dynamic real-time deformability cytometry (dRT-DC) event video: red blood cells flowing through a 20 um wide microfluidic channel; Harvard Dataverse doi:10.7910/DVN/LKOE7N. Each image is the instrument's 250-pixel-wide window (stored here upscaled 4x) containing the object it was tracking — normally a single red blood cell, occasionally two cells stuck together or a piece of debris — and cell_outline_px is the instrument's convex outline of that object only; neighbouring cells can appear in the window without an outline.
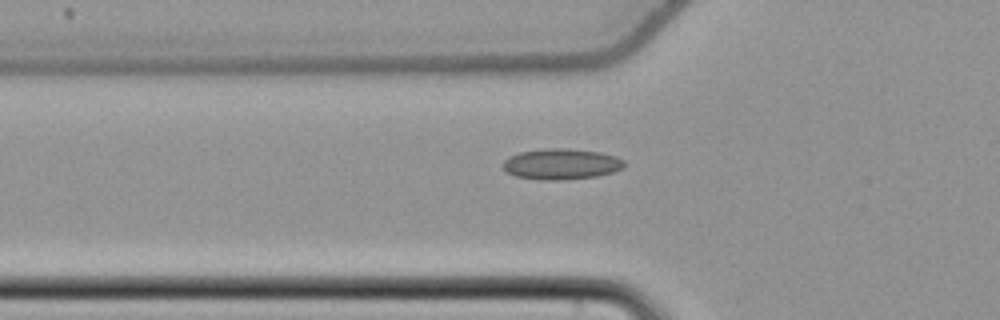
{"species": "common noctule bat (a hibernating species)", "species_latin": "Nyctalus noctula", "temperature_condition": "cold", "stored_images_in_passage": 51, "camera_frame_rate_fps": 3000, "um_per_image_px": 0.085, "animal": {"sex": "female", "body_mass_g": 22.7, "forearm_length_mm": 54.2}, "frame": {"image": 1, "passage_image": 20, "time_ms": 6.333, "image_size_px": [1000, 320], "cell_outline_px": [[624, 168], [612, 172], [596, 176], [560, 180], [540, 180], [516, 176], [508, 172], [504, 168], [504, 160], [508, 156], [520, 152], [544, 148], [568, 148], [600, 152], [616, 156], [624, 160]], "centroid_in_image_um": [47.72, 13.93], "position_along_channel_um": 78.1, "area_um2": 21.79}}
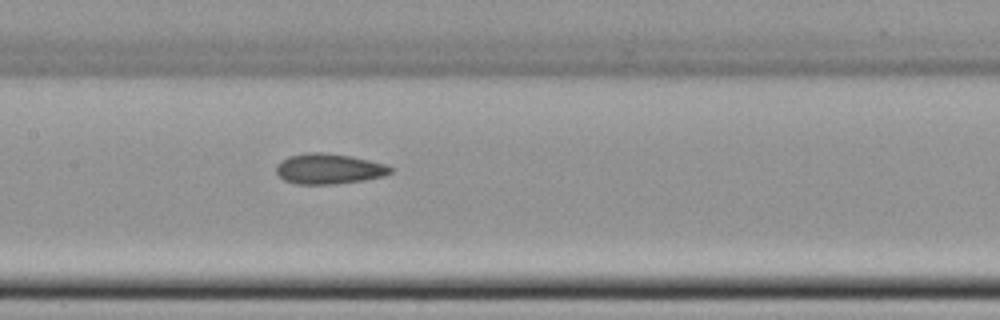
{"frame": {"image": 2, "passage_image": 28, "time_ms": 9.0, "image_size_px": [1000, 320], "cell_outline_px": [[392, 172], [384, 176], [364, 180], [336, 184], [296, 184], [284, 180], [276, 172], [276, 164], [288, 156], [308, 152], [324, 152], [352, 156], [388, 164], [392, 168]], "centroid_in_image_um": [27.97, 14.34], "position_along_channel_um": 179.4, "area_um2": 20.46}}
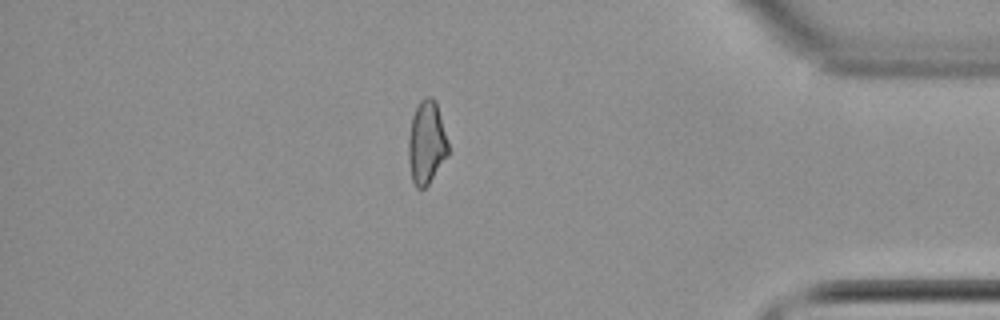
{"frame": {"image": 3, "passage_image": 48, "time_ms": 15.667, "image_size_px": [1000, 320], "cell_outline_px": [[448, 156], [428, 184], [424, 188], [416, 188], [412, 180], [408, 160], [408, 136], [412, 116], [420, 100], [424, 96], [432, 96], [436, 100], [448, 140]], "centroid_in_image_um": [36.25, 12.1], "position_along_channel_um": 398.9, "area_um2": 19.54}}